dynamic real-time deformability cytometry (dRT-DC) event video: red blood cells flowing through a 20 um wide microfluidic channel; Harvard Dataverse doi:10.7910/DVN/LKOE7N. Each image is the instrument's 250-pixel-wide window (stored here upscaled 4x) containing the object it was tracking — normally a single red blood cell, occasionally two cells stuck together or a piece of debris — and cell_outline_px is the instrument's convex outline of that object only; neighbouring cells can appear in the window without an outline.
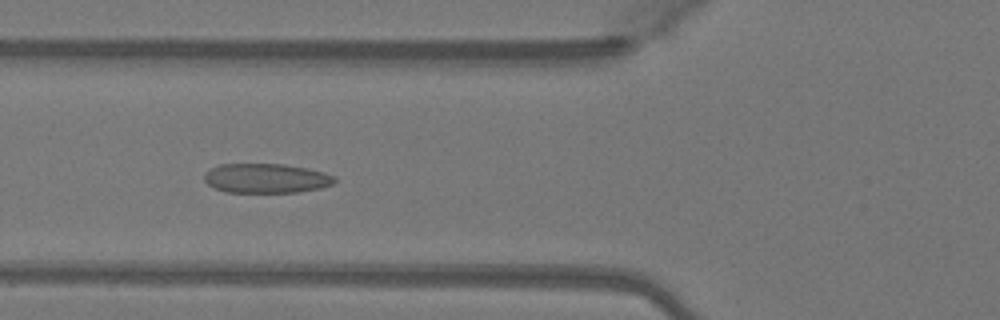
{"species": "Egyptian fruit bat (a non-hibernating species)", "species_latin": "Rousettus aegyptiacus", "temperature_condition": "warm", "stored_images_in_passage": 50, "camera_frame_rate_fps": 3000, "um_per_image_px": 0.085, "animal": {"sex": "female"}, "frame": {"image": 1, "passage_image": 19, "time_ms": 6.0, "image_size_px": [1000, 320], "cell_outline_px": [[336, 180], [332, 184], [320, 188], [296, 192], [224, 192], [208, 184], [204, 180], [204, 172], [220, 164], [284, 164], [308, 168], [324, 172], [336, 176]], "centroid_in_image_um": [22.63, 15.15], "position_along_channel_um": 103.2, "area_um2": 22.43}}
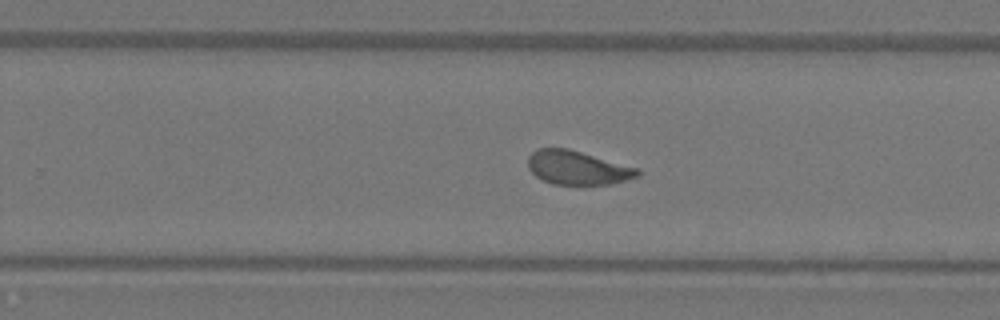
{"frame": {"image": 2, "passage_image": 32, "time_ms": 10.333, "image_size_px": [1000, 320], "cell_outline_px": [[640, 176], [608, 184], [552, 184], [536, 176], [528, 168], [528, 156], [536, 148], [568, 148], [640, 168]], "centroid_in_image_um": [49.09, 14.24], "position_along_channel_um": 280.7, "area_um2": 21.62}}
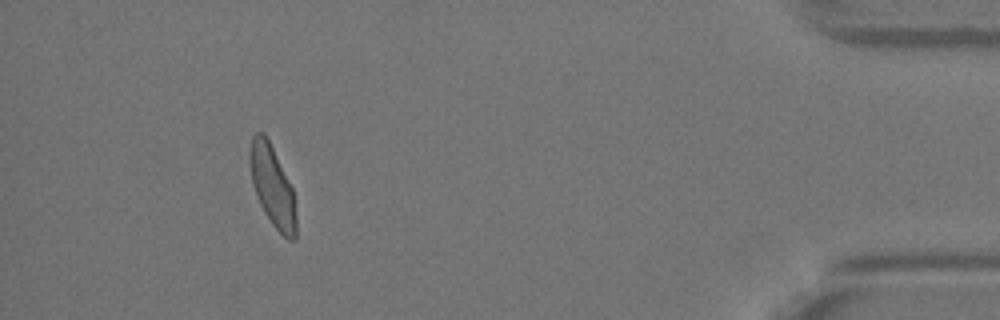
{"frame": {"image": 3, "passage_image": 46, "time_ms": 15.0, "image_size_px": [1000, 320], "cell_outline_px": [[296, 236], [292, 240], [288, 240], [272, 224], [264, 212], [260, 204], [252, 184], [248, 160], [248, 152], [252, 136], [256, 132], [264, 132], [292, 188], [296, 216]], "centroid_in_image_um": [23.12, 15.81], "position_along_channel_um": 412.1, "area_um2": 21.56}, "authors_computed_cell_mechanics": {"area_um2": 22.4553, "velocity_mm_per_s": 4.0984, "shape_relaxation_time_tau1_ms": null, "shape_relaxation_time_tau2_ms": 0.9512, "deformation_change_tau1": null, "deformation_change_tau2": 0.0765}}